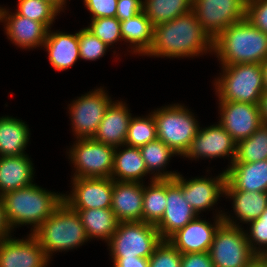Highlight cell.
<instances>
[{
	"label": "cell",
	"mask_w": 267,
	"mask_h": 267,
	"mask_svg": "<svg viewBox=\"0 0 267 267\" xmlns=\"http://www.w3.org/2000/svg\"><path fill=\"white\" fill-rule=\"evenodd\" d=\"M213 53V40L193 11L154 27L153 43L146 56L183 58Z\"/></svg>",
	"instance_id": "obj_1"
},
{
	"label": "cell",
	"mask_w": 267,
	"mask_h": 267,
	"mask_svg": "<svg viewBox=\"0 0 267 267\" xmlns=\"http://www.w3.org/2000/svg\"><path fill=\"white\" fill-rule=\"evenodd\" d=\"M213 54L221 66L261 64L267 59V34L245 18L230 25L213 40Z\"/></svg>",
	"instance_id": "obj_2"
},
{
	"label": "cell",
	"mask_w": 267,
	"mask_h": 267,
	"mask_svg": "<svg viewBox=\"0 0 267 267\" xmlns=\"http://www.w3.org/2000/svg\"><path fill=\"white\" fill-rule=\"evenodd\" d=\"M60 192L48 191L31 184L1 196L7 221L12 230L17 226L32 225L34 232L63 202Z\"/></svg>",
	"instance_id": "obj_3"
},
{
	"label": "cell",
	"mask_w": 267,
	"mask_h": 267,
	"mask_svg": "<svg viewBox=\"0 0 267 267\" xmlns=\"http://www.w3.org/2000/svg\"><path fill=\"white\" fill-rule=\"evenodd\" d=\"M31 234L50 259L55 252L77 249L89 241L78 212L64 201Z\"/></svg>",
	"instance_id": "obj_4"
},
{
	"label": "cell",
	"mask_w": 267,
	"mask_h": 267,
	"mask_svg": "<svg viewBox=\"0 0 267 267\" xmlns=\"http://www.w3.org/2000/svg\"><path fill=\"white\" fill-rule=\"evenodd\" d=\"M214 80L219 102H243L259 105L264 90L262 66L259 63H241L221 67Z\"/></svg>",
	"instance_id": "obj_5"
},
{
	"label": "cell",
	"mask_w": 267,
	"mask_h": 267,
	"mask_svg": "<svg viewBox=\"0 0 267 267\" xmlns=\"http://www.w3.org/2000/svg\"><path fill=\"white\" fill-rule=\"evenodd\" d=\"M157 138L175 154L184 156L200 128L194 113L184 104H171L152 112Z\"/></svg>",
	"instance_id": "obj_6"
},
{
	"label": "cell",
	"mask_w": 267,
	"mask_h": 267,
	"mask_svg": "<svg viewBox=\"0 0 267 267\" xmlns=\"http://www.w3.org/2000/svg\"><path fill=\"white\" fill-rule=\"evenodd\" d=\"M161 241L155 225L130 221L119 222L107 244L111 258H149Z\"/></svg>",
	"instance_id": "obj_7"
},
{
	"label": "cell",
	"mask_w": 267,
	"mask_h": 267,
	"mask_svg": "<svg viewBox=\"0 0 267 267\" xmlns=\"http://www.w3.org/2000/svg\"><path fill=\"white\" fill-rule=\"evenodd\" d=\"M73 144L67 152L75 168L72 178H111L115 147L92 138L77 139Z\"/></svg>",
	"instance_id": "obj_8"
},
{
	"label": "cell",
	"mask_w": 267,
	"mask_h": 267,
	"mask_svg": "<svg viewBox=\"0 0 267 267\" xmlns=\"http://www.w3.org/2000/svg\"><path fill=\"white\" fill-rule=\"evenodd\" d=\"M214 267H246L257 255L246 239L244 228L222 223L209 249Z\"/></svg>",
	"instance_id": "obj_9"
},
{
	"label": "cell",
	"mask_w": 267,
	"mask_h": 267,
	"mask_svg": "<svg viewBox=\"0 0 267 267\" xmlns=\"http://www.w3.org/2000/svg\"><path fill=\"white\" fill-rule=\"evenodd\" d=\"M110 97L103 87H99L77 97L68 105L75 139L93 138L108 107L113 102Z\"/></svg>",
	"instance_id": "obj_10"
},
{
	"label": "cell",
	"mask_w": 267,
	"mask_h": 267,
	"mask_svg": "<svg viewBox=\"0 0 267 267\" xmlns=\"http://www.w3.org/2000/svg\"><path fill=\"white\" fill-rule=\"evenodd\" d=\"M247 0H193L192 11L203 30L214 40L233 23L246 18Z\"/></svg>",
	"instance_id": "obj_11"
},
{
	"label": "cell",
	"mask_w": 267,
	"mask_h": 267,
	"mask_svg": "<svg viewBox=\"0 0 267 267\" xmlns=\"http://www.w3.org/2000/svg\"><path fill=\"white\" fill-rule=\"evenodd\" d=\"M166 201L164 214L155 225L162 240H168L199 216L183 197L180 173L173 179H166Z\"/></svg>",
	"instance_id": "obj_12"
},
{
	"label": "cell",
	"mask_w": 267,
	"mask_h": 267,
	"mask_svg": "<svg viewBox=\"0 0 267 267\" xmlns=\"http://www.w3.org/2000/svg\"><path fill=\"white\" fill-rule=\"evenodd\" d=\"M237 143L231 135L218 123L208 127H200L195 138L183 157L191 160L199 158L230 157V165L235 160Z\"/></svg>",
	"instance_id": "obj_13"
},
{
	"label": "cell",
	"mask_w": 267,
	"mask_h": 267,
	"mask_svg": "<svg viewBox=\"0 0 267 267\" xmlns=\"http://www.w3.org/2000/svg\"><path fill=\"white\" fill-rule=\"evenodd\" d=\"M72 190L63 201L72 209L111 208L112 178H72Z\"/></svg>",
	"instance_id": "obj_14"
},
{
	"label": "cell",
	"mask_w": 267,
	"mask_h": 267,
	"mask_svg": "<svg viewBox=\"0 0 267 267\" xmlns=\"http://www.w3.org/2000/svg\"><path fill=\"white\" fill-rule=\"evenodd\" d=\"M219 123L236 143L249 138L261 125L260 107L243 102H219Z\"/></svg>",
	"instance_id": "obj_15"
},
{
	"label": "cell",
	"mask_w": 267,
	"mask_h": 267,
	"mask_svg": "<svg viewBox=\"0 0 267 267\" xmlns=\"http://www.w3.org/2000/svg\"><path fill=\"white\" fill-rule=\"evenodd\" d=\"M215 215L214 223L200 219V216L190 221L184 228L174 233L168 241L181 253L209 252L215 233L224 222L223 213Z\"/></svg>",
	"instance_id": "obj_16"
},
{
	"label": "cell",
	"mask_w": 267,
	"mask_h": 267,
	"mask_svg": "<svg viewBox=\"0 0 267 267\" xmlns=\"http://www.w3.org/2000/svg\"><path fill=\"white\" fill-rule=\"evenodd\" d=\"M12 237L0 241V267H47L50 264L47 253L31 233L25 239Z\"/></svg>",
	"instance_id": "obj_17"
},
{
	"label": "cell",
	"mask_w": 267,
	"mask_h": 267,
	"mask_svg": "<svg viewBox=\"0 0 267 267\" xmlns=\"http://www.w3.org/2000/svg\"><path fill=\"white\" fill-rule=\"evenodd\" d=\"M6 9L0 7V22L6 25H3L5 33L12 44L22 49L43 47L49 28L41 22Z\"/></svg>",
	"instance_id": "obj_18"
},
{
	"label": "cell",
	"mask_w": 267,
	"mask_h": 267,
	"mask_svg": "<svg viewBox=\"0 0 267 267\" xmlns=\"http://www.w3.org/2000/svg\"><path fill=\"white\" fill-rule=\"evenodd\" d=\"M225 170L218 176L195 177L186 180L181 174V190L184 199L199 215L201 211L213 209L221 196H224Z\"/></svg>",
	"instance_id": "obj_19"
},
{
	"label": "cell",
	"mask_w": 267,
	"mask_h": 267,
	"mask_svg": "<svg viewBox=\"0 0 267 267\" xmlns=\"http://www.w3.org/2000/svg\"><path fill=\"white\" fill-rule=\"evenodd\" d=\"M143 184L114 181L111 210L119 222L142 221Z\"/></svg>",
	"instance_id": "obj_20"
},
{
	"label": "cell",
	"mask_w": 267,
	"mask_h": 267,
	"mask_svg": "<svg viewBox=\"0 0 267 267\" xmlns=\"http://www.w3.org/2000/svg\"><path fill=\"white\" fill-rule=\"evenodd\" d=\"M131 117L132 114L125 102L123 103L122 100L113 101L92 139L115 148L122 147L125 145Z\"/></svg>",
	"instance_id": "obj_21"
},
{
	"label": "cell",
	"mask_w": 267,
	"mask_h": 267,
	"mask_svg": "<svg viewBox=\"0 0 267 267\" xmlns=\"http://www.w3.org/2000/svg\"><path fill=\"white\" fill-rule=\"evenodd\" d=\"M224 190L267 192V160L251 163L233 162L225 170Z\"/></svg>",
	"instance_id": "obj_22"
},
{
	"label": "cell",
	"mask_w": 267,
	"mask_h": 267,
	"mask_svg": "<svg viewBox=\"0 0 267 267\" xmlns=\"http://www.w3.org/2000/svg\"><path fill=\"white\" fill-rule=\"evenodd\" d=\"M43 47L56 71L67 70L80 59L78 32L69 34L59 30L51 31L50 28Z\"/></svg>",
	"instance_id": "obj_23"
},
{
	"label": "cell",
	"mask_w": 267,
	"mask_h": 267,
	"mask_svg": "<svg viewBox=\"0 0 267 267\" xmlns=\"http://www.w3.org/2000/svg\"><path fill=\"white\" fill-rule=\"evenodd\" d=\"M224 196L233 201L232 208L237 219L235 220L234 216L231 217V215L227 216L228 213L225 214L224 212L223 221L233 226H242L239 225L241 222L247 224L257 219L267 207V192L224 190Z\"/></svg>",
	"instance_id": "obj_24"
},
{
	"label": "cell",
	"mask_w": 267,
	"mask_h": 267,
	"mask_svg": "<svg viewBox=\"0 0 267 267\" xmlns=\"http://www.w3.org/2000/svg\"><path fill=\"white\" fill-rule=\"evenodd\" d=\"M34 173L28 154L0 157V196L33 184Z\"/></svg>",
	"instance_id": "obj_25"
},
{
	"label": "cell",
	"mask_w": 267,
	"mask_h": 267,
	"mask_svg": "<svg viewBox=\"0 0 267 267\" xmlns=\"http://www.w3.org/2000/svg\"><path fill=\"white\" fill-rule=\"evenodd\" d=\"M115 148L111 178L114 181L143 183L147 171L140 148L123 145ZM119 149V150H118ZM121 150V151H120Z\"/></svg>",
	"instance_id": "obj_26"
},
{
	"label": "cell",
	"mask_w": 267,
	"mask_h": 267,
	"mask_svg": "<svg viewBox=\"0 0 267 267\" xmlns=\"http://www.w3.org/2000/svg\"><path fill=\"white\" fill-rule=\"evenodd\" d=\"M120 29L122 40L129 43L132 54L144 56L148 53L153 43L154 26L144 11L120 21Z\"/></svg>",
	"instance_id": "obj_27"
},
{
	"label": "cell",
	"mask_w": 267,
	"mask_h": 267,
	"mask_svg": "<svg viewBox=\"0 0 267 267\" xmlns=\"http://www.w3.org/2000/svg\"><path fill=\"white\" fill-rule=\"evenodd\" d=\"M25 122L11 116L0 117V157L25 155L30 139Z\"/></svg>",
	"instance_id": "obj_28"
},
{
	"label": "cell",
	"mask_w": 267,
	"mask_h": 267,
	"mask_svg": "<svg viewBox=\"0 0 267 267\" xmlns=\"http://www.w3.org/2000/svg\"><path fill=\"white\" fill-rule=\"evenodd\" d=\"M78 212L89 240L102 239L108 243L119 221L111 208L74 209Z\"/></svg>",
	"instance_id": "obj_29"
},
{
	"label": "cell",
	"mask_w": 267,
	"mask_h": 267,
	"mask_svg": "<svg viewBox=\"0 0 267 267\" xmlns=\"http://www.w3.org/2000/svg\"><path fill=\"white\" fill-rule=\"evenodd\" d=\"M140 151L149 175L152 174L151 181L154 179H173L178 175L179 172L176 171H164L171 157L176 154L158 138L140 147Z\"/></svg>",
	"instance_id": "obj_30"
},
{
	"label": "cell",
	"mask_w": 267,
	"mask_h": 267,
	"mask_svg": "<svg viewBox=\"0 0 267 267\" xmlns=\"http://www.w3.org/2000/svg\"><path fill=\"white\" fill-rule=\"evenodd\" d=\"M166 204V179H154L148 186L143 185V222L156 225L164 214Z\"/></svg>",
	"instance_id": "obj_31"
},
{
	"label": "cell",
	"mask_w": 267,
	"mask_h": 267,
	"mask_svg": "<svg viewBox=\"0 0 267 267\" xmlns=\"http://www.w3.org/2000/svg\"><path fill=\"white\" fill-rule=\"evenodd\" d=\"M193 0H143V11L155 27L192 11Z\"/></svg>",
	"instance_id": "obj_32"
},
{
	"label": "cell",
	"mask_w": 267,
	"mask_h": 267,
	"mask_svg": "<svg viewBox=\"0 0 267 267\" xmlns=\"http://www.w3.org/2000/svg\"><path fill=\"white\" fill-rule=\"evenodd\" d=\"M267 160V124H262L249 138L237 143L233 162L251 163Z\"/></svg>",
	"instance_id": "obj_33"
},
{
	"label": "cell",
	"mask_w": 267,
	"mask_h": 267,
	"mask_svg": "<svg viewBox=\"0 0 267 267\" xmlns=\"http://www.w3.org/2000/svg\"><path fill=\"white\" fill-rule=\"evenodd\" d=\"M156 139L157 129L152 111L146 117H131L125 140L126 146L140 148Z\"/></svg>",
	"instance_id": "obj_34"
},
{
	"label": "cell",
	"mask_w": 267,
	"mask_h": 267,
	"mask_svg": "<svg viewBox=\"0 0 267 267\" xmlns=\"http://www.w3.org/2000/svg\"><path fill=\"white\" fill-rule=\"evenodd\" d=\"M19 15L45 24L49 29L60 11L45 0H18Z\"/></svg>",
	"instance_id": "obj_35"
},
{
	"label": "cell",
	"mask_w": 267,
	"mask_h": 267,
	"mask_svg": "<svg viewBox=\"0 0 267 267\" xmlns=\"http://www.w3.org/2000/svg\"><path fill=\"white\" fill-rule=\"evenodd\" d=\"M91 24L86 27L108 47L122 40L120 21L116 17H100L91 19ZM112 45V46H111Z\"/></svg>",
	"instance_id": "obj_36"
},
{
	"label": "cell",
	"mask_w": 267,
	"mask_h": 267,
	"mask_svg": "<svg viewBox=\"0 0 267 267\" xmlns=\"http://www.w3.org/2000/svg\"><path fill=\"white\" fill-rule=\"evenodd\" d=\"M247 224L249 230L244 231L252 251L259 257H267V207L257 219Z\"/></svg>",
	"instance_id": "obj_37"
},
{
	"label": "cell",
	"mask_w": 267,
	"mask_h": 267,
	"mask_svg": "<svg viewBox=\"0 0 267 267\" xmlns=\"http://www.w3.org/2000/svg\"><path fill=\"white\" fill-rule=\"evenodd\" d=\"M78 39L80 58L86 61H96L102 58L109 48L86 27L78 31Z\"/></svg>",
	"instance_id": "obj_38"
},
{
	"label": "cell",
	"mask_w": 267,
	"mask_h": 267,
	"mask_svg": "<svg viewBox=\"0 0 267 267\" xmlns=\"http://www.w3.org/2000/svg\"><path fill=\"white\" fill-rule=\"evenodd\" d=\"M149 267H181V253L168 240H162L149 257Z\"/></svg>",
	"instance_id": "obj_39"
},
{
	"label": "cell",
	"mask_w": 267,
	"mask_h": 267,
	"mask_svg": "<svg viewBox=\"0 0 267 267\" xmlns=\"http://www.w3.org/2000/svg\"><path fill=\"white\" fill-rule=\"evenodd\" d=\"M246 18L267 34V0H247Z\"/></svg>",
	"instance_id": "obj_40"
},
{
	"label": "cell",
	"mask_w": 267,
	"mask_h": 267,
	"mask_svg": "<svg viewBox=\"0 0 267 267\" xmlns=\"http://www.w3.org/2000/svg\"><path fill=\"white\" fill-rule=\"evenodd\" d=\"M118 0H84V5L91 13V19L116 17Z\"/></svg>",
	"instance_id": "obj_41"
},
{
	"label": "cell",
	"mask_w": 267,
	"mask_h": 267,
	"mask_svg": "<svg viewBox=\"0 0 267 267\" xmlns=\"http://www.w3.org/2000/svg\"><path fill=\"white\" fill-rule=\"evenodd\" d=\"M143 11V0H118L116 18L128 20Z\"/></svg>",
	"instance_id": "obj_42"
},
{
	"label": "cell",
	"mask_w": 267,
	"mask_h": 267,
	"mask_svg": "<svg viewBox=\"0 0 267 267\" xmlns=\"http://www.w3.org/2000/svg\"><path fill=\"white\" fill-rule=\"evenodd\" d=\"M181 267H214L209 252L181 254Z\"/></svg>",
	"instance_id": "obj_43"
},
{
	"label": "cell",
	"mask_w": 267,
	"mask_h": 267,
	"mask_svg": "<svg viewBox=\"0 0 267 267\" xmlns=\"http://www.w3.org/2000/svg\"><path fill=\"white\" fill-rule=\"evenodd\" d=\"M113 267H149V258H112Z\"/></svg>",
	"instance_id": "obj_44"
},
{
	"label": "cell",
	"mask_w": 267,
	"mask_h": 267,
	"mask_svg": "<svg viewBox=\"0 0 267 267\" xmlns=\"http://www.w3.org/2000/svg\"><path fill=\"white\" fill-rule=\"evenodd\" d=\"M12 231L14 230H12V228L10 227L7 221L3 200L0 196V241L10 237Z\"/></svg>",
	"instance_id": "obj_45"
},
{
	"label": "cell",
	"mask_w": 267,
	"mask_h": 267,
	"mask_svg": "<svg viewBox=\"0 0 267 267\" xmlns=\"http://www.w3.org/2000/svg\"><path fill=\"white\" fill-rule=\"evenodd\" d=\"M259 107L262 124H267V91L263 92L260 99Z\"/></svg>",
	"instance_id": "obj_46"
},
{
	"label": "cell",
	"mask_w": 267,
	"mask_h": 267,
	"mask_svg": "<svg viewBox=\"0 0 267 267\" xmlns=\"http://www.w3.org/2000/svg\"><path fill=\"white\" fill-rule=\"evenodd\" d=\"M45 1L53 4L60 12L64 10L67 2V0H45Z\"/></svg>",
	"instance_id": "obj_47"
},
{
	"label": "cell",
	"mask_w": 267,
	"mask_h": 267,
	"mask_svg": "<svg viewBox=\"0 0 267 267\" xmlns=\"http://www.w3.org/2000/svg\"><path fill=\"white\" fill-rule=\"evenodd\" d=\"M261 66L263 73L264 90L267 91V59L261 63Z\"/></svg>",
	"instance_id": "obj_48"
},
{
	"label": "cell",
	"mask_w": 267,
	"mask_h": 267,
	"mask_svg": "<svg viewBox=\"0 0 267 267\" xmlns=\"http://www.w3.org/2000/svg\"><path fill=\"white\" fill-rule=\"evenodd\" d=\"M246 267H263V257L257 256L251 263Z\"/></svg>",
	"instance_id": "obj_49"
},
{
	"label": "cell",
	"mask_w": 267,
	"mask_h": 267,
	"mask_svg": "<svg viewBox=\"0 0 267 267\" xmlns=\"http://www.w3.org/2000/svg\"><path fill=\"white\" fill-rule=\"evenodd\" d=\"M263 267H267V257H263Z\"/></svg>",
	"instance_id": "obj_50"
}]
</instances>
